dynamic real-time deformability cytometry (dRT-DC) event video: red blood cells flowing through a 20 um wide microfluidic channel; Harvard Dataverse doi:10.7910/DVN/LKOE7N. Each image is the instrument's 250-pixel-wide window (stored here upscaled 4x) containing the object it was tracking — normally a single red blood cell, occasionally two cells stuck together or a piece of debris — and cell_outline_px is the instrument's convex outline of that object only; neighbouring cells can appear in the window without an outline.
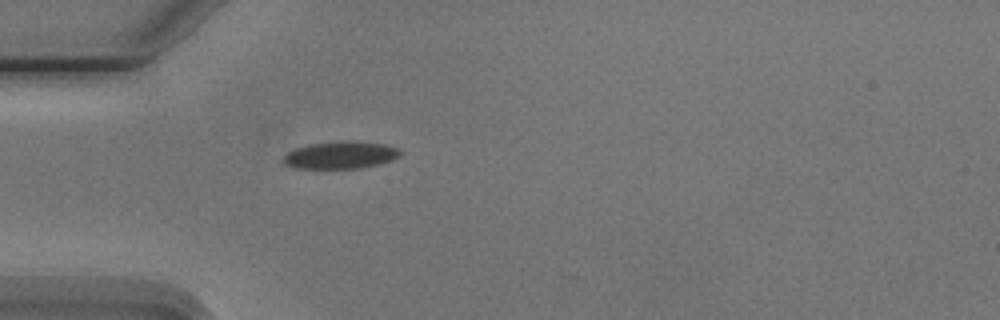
{"species": "Egyptian fruit bat (a non-hibernating species)", "species_latin": "Rousettus aegyptiacus", "temperature_condition": "cold", "stored_images_in_passage": 1, "camera_frame_rate_fps": 3000, "um_per_image_px": 0.085, "animal": {"sex": "male"}, "frame": {"image": 1, "passage_image": 1, "time_ms": 0.0, "image_size_px": [1000, 320], "cell_outline_px": [[400, 156], [392, 160], [380, 164], [360, 168], [292, 168], [284, 164], [280, 160], [288, 152], [296, 148], [312, 144], [384, 144], [400, 148]], "centroid_in_image_um": [28.91, 13.25], "position_along_channel_um": 56.1, "area_um2": 17.63}}